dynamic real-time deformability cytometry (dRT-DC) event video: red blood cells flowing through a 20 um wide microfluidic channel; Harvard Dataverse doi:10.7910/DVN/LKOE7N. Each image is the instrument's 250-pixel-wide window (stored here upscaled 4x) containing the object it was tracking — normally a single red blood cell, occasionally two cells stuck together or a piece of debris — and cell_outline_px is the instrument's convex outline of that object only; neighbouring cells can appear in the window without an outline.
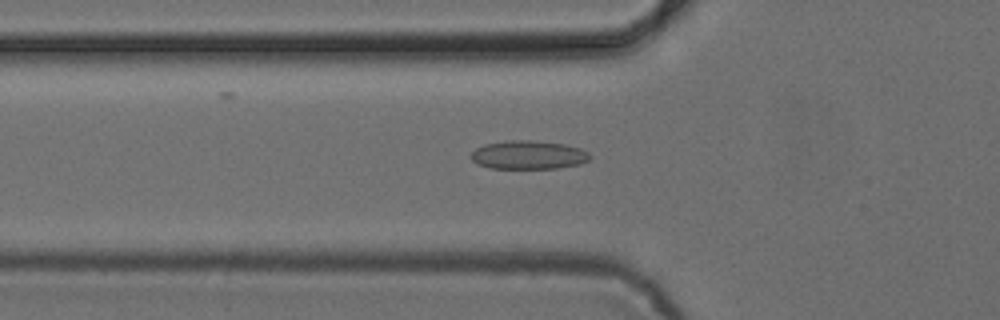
{"species": "common noctule bat (a hibernating species)", "species_latin": "Nyctalus noctula", "temperature_condition": "cold", "stored_images_in_passage": 52, "camera_frame_rate_fps": 3000, "um_per_image_px": 0.085, "animal": {"sex": "female", "body_mass_g": 24.6, "forearm_length_mm": 56.2}, "frame": {"image": 1, "passage_image": 18, "time_ms": 5.667, "image_size_px": [1000, 320], "cell_outline_px": [[592, 156], [588, 160], [580, 164], [556, 168], [492, 168], [476, 164], [468, 156], [476, 148], [484, 144], [508, 140], [528, 140], [564, 144], [580, 148], [588, 152]], "centroid_in_image_um": [44.89, 13.17], "position_along_channel_um": 80.9, "area_um2": 19.83}}
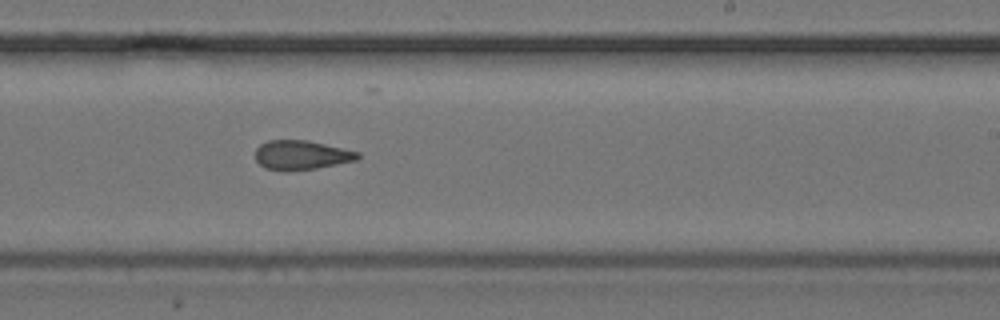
{"frame": {"image": 2, "passage_image": 32, "time_ms": 10.333, "image_size_px": [1000, 320], "cell_outline_px": [[360, 156], [356, 160], [316, 168], [288, 172], [264, 168], [256, 160], [256, 148], [260, 144], [268, 140], [308, 140], [360, 152]], "centroid_in_image_um": [25.59, 13.18], "position_along_channel_um": 263.4, "area_um2": 17.57}}
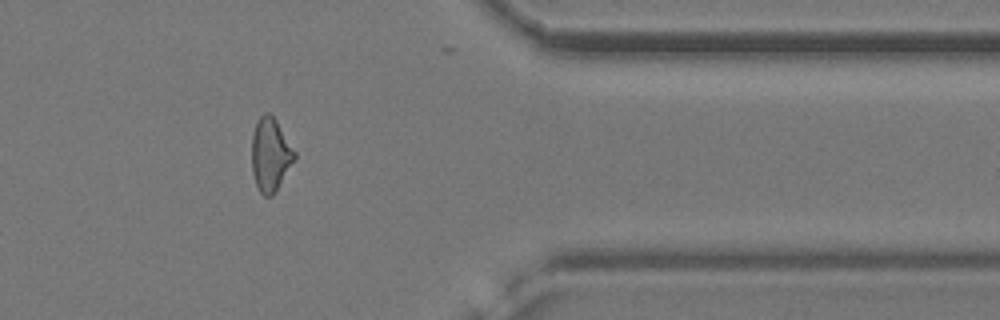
{"frame": {"image": 3, "passage_image": 43, "time_ms": 14.0, "image_size_px": [1000, 320], "cell_outline_px": [[296, 156], [272, 196], [264, 196], [260, 192], [256, 184], [252, 172], [252, 136], [256, 124], [260, 116], [264, 112], [268, 112], [276, 120], [296, 152]], "centroid_in_image_um": [22.97, 13.13], "position_along_channel_um": 388.4, "area_um2": 17.92}, "authors_computed_cell_mechanics": {"area_um2": 18.5249, "velocity_mm_per_s": 3.8873, "shape_relaxation_time_tau1_ms": null, "shape_relaxation_time_tau2_ms": 2.0732, "deformation_change_tau1": null, "deformation_change_tau2": 0.0819}}